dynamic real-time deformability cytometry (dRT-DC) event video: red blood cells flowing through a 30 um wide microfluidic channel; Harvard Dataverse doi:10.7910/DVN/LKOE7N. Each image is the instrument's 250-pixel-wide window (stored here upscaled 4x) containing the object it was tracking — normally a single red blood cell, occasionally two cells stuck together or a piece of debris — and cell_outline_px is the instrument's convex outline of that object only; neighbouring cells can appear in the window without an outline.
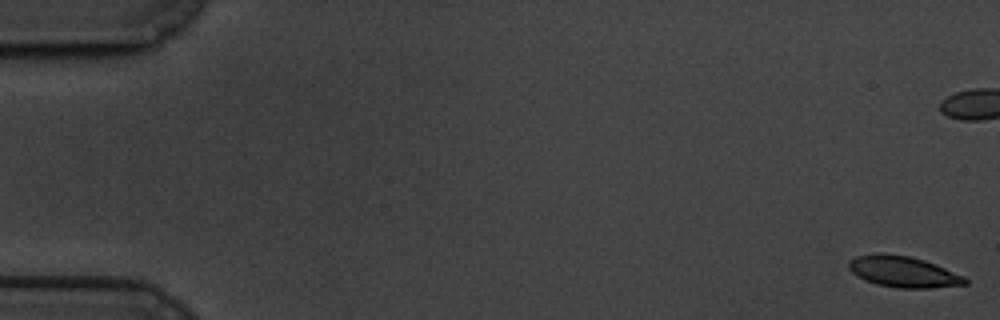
{"species": "common noctule bat (a hibernating species)", "species_latin": "Nyctalus noctula", "temperature_condition": "cold", "stored_images_in_passage": 61, "camera_frame_rate_fps": 3000, "um_per_image_px": 0.085, "animal": {"sex": "male", "body_mass_g": 19.5, "forearm_length_mm": 54.6}, "frame": {"image": 1, "passage_image": 1, "time_ms": 0.0, "image_size_px": [1000, 320], "cell_outline_px": [[968, 284], [928, 288], [900, 288], [876, 284], [856, 276], [848, 268], [848, 260], [856, 256], [876, 252], [880, 252], [908, 256], [924, 260], [936, 264], [964, 276], [968, 280]], "centroid_in_image_um": [76.75, 23.08], "position_along_channel_um": 8.3, "area_um2": 21.21}}
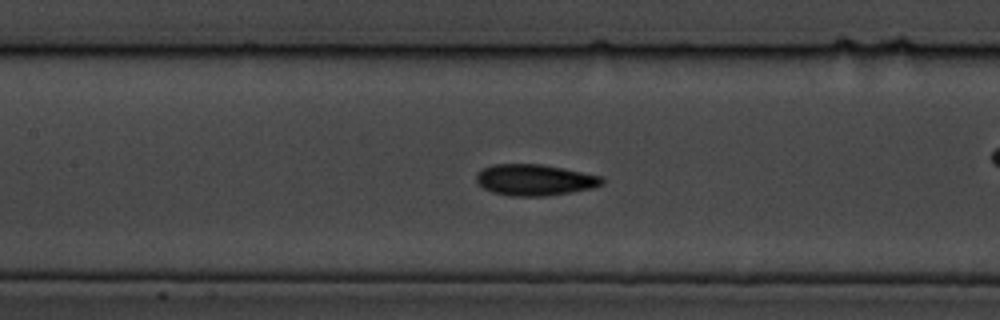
{"frame": {"image": 2, "passage_image": 28, "time_ms": 9.0, "image_size_px": [1000, 320], "cell_outline_px": [[604, 184], [592, 188], [544, 196], [512, 196], [492, 192], [484, 188], [476, 180], [476, 172], [492, 164], [540, 164], [564, 168], [604, 176]], "centroid_in_image_um": [45.47, 15.28], "position_along_channel_um": 161.9, "area_um2": 22.89}}
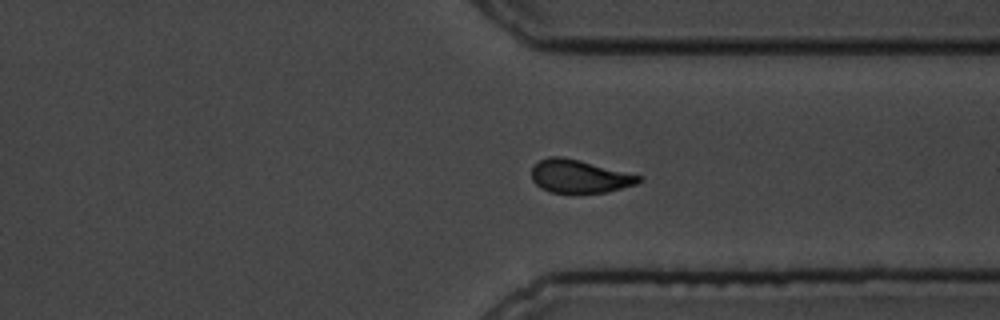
{"frame": {"image": 3, "passage_image": 46, "time_ms": 15.0, "image_size_px": [1000, 320], "cell_outline_px": [[644, 180], [636, 184], [608, 192], [548, 192], [540, 188], [532, 180], [532, 168], [540, 160], [548, 156], [560, 156], [580, 160], [640, 176]], "centroid_in_image_um": [49.23, 14.99], "position_along_channel_um": 362.2, "area_um2": 20.46}, "authors_computed_cell_mechanics": {"area_um2": 21.6172, "velocity_mm_per_s": 3.3353, "shape_relaxation_time_tau1_ms": 2.9739, "shape_relaxation_time_tau2_ms": 1.804, "deformation_change_tau1": 0.1067, "deformation_change_tau2": 0.0478}}